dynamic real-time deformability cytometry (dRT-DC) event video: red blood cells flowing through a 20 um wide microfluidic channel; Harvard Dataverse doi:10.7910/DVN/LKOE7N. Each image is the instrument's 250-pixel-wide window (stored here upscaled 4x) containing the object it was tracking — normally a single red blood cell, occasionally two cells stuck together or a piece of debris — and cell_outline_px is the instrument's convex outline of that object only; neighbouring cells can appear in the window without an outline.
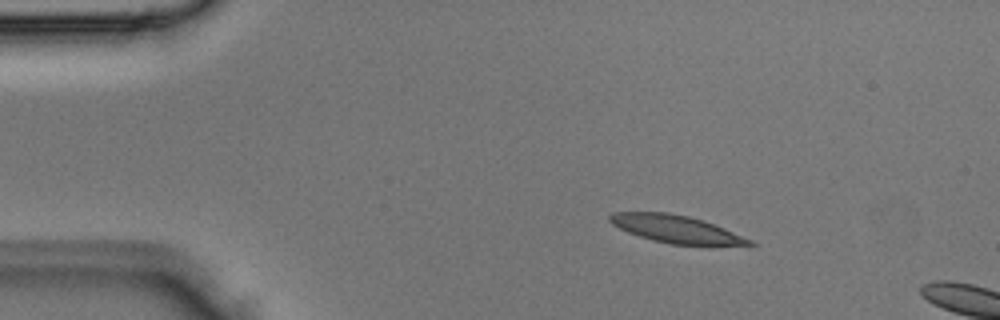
{"species": "Egyptian fruit bat (a non-hibernating species)", "species_latin": "Rousettus aegyptiacus", "temperature_condition": "room temperature", "stored_images_in_passage": 2, "camera_frame_rate_fps": 3000, "um_per_image_px": 0.085, "animal": {"sex": "male"}, "frame": {"image": 1, "passage_image": 1, "time_ms": 0.0, "image_size_px": [1000, 320], "cell_outline_px": [[756, 244], [672, 244], [652, 240], [628, 232], [612, 224], [608, 220], [608, 216], [612, 212], [668, 212], [688, 216], [704, 220], [724, 228], [752, 240]], "centroid_in_image_um": [57.38, 19.44], "position_along_channel_um": 27.6, "area_um2": 21.96}}